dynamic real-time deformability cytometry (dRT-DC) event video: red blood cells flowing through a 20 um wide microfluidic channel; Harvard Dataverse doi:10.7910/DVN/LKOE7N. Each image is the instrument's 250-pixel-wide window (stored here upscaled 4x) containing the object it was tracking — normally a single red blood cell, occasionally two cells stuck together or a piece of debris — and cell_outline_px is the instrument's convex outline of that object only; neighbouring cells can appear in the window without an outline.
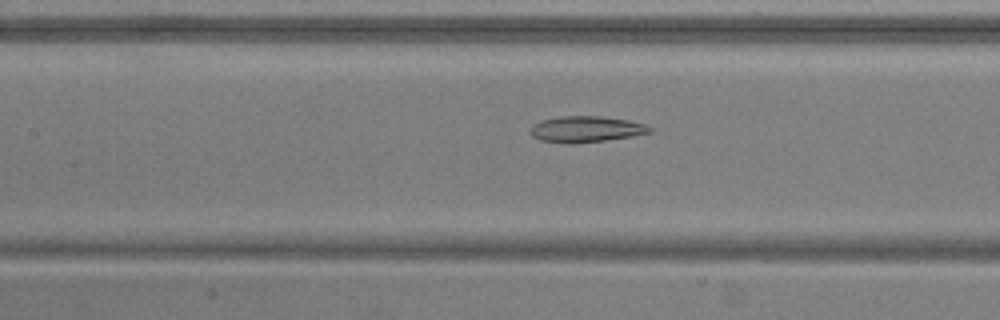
{"species": "common noctule bat (a hibernating species)", "species_latin": "Nyctalus noctula", "temperature_condition": "warm", "stored_images_in_passage": 51, "camera_frame_rate_fps": 3000, "um_per_image_px": 0.085, "animal": {"sex": "male", "body_mass_g": 20.5, "forearm_length_mm": 52.5}, "frame": {"image": 1, "passage_image": 22, "time_ms": 7.0, "image_size_px": [1000, 320], "cell_outline_px": [[652, 132], [632, 136], [604, 140], [572, 144], [568, 144], [540, 140], [532, 136], [528, 132], [528, 128], [532, 124], [540, 120], [560, 116], [600, 116], [628, 120], [644, 124], [652, 128]], "centroid_in_image_um": [49.73, 10.98], "position_along_channel_um": 157.7, "area_um2": 18.32}}
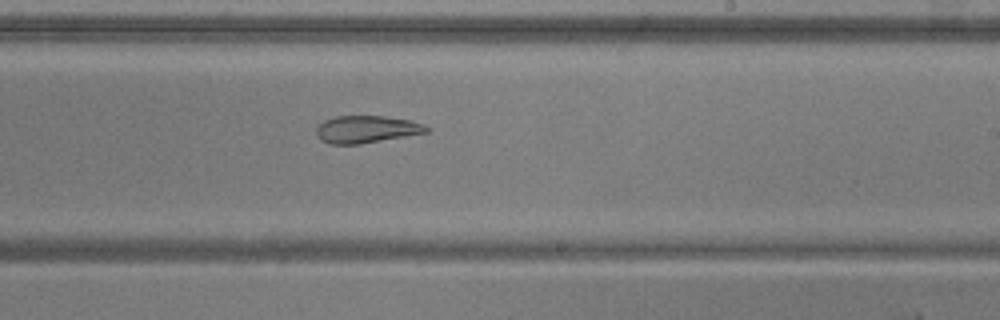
{"frame": {"image": 2, "passage_image": 30, "time_ms": 9.667, "image_size_px": [1000, 320], "cell_outline_px": [[432, 128], [428, 132], [360, 144], [328, 144], [320, 140], [316, 136], [316, 128], [324, 120], [336, 116], [384, 116], [412, 120], [424, 124]], "centroid_in_image_um": [31.15, 10.99], "position_along_channel_um": 257.8, "area_um2": 17.69}}
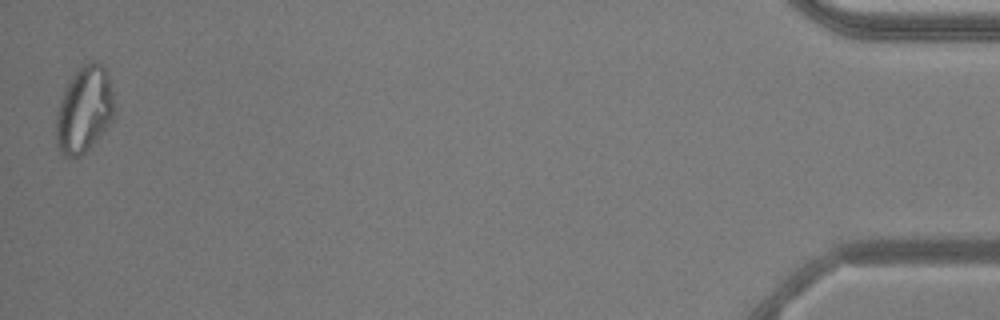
{"frame": {"image": 3, "passage_image": 51, "time_ms": 16.667, "image_size_px": [1000, 320], "cell_outline_px": [[116, 108], [112, 120], [96, 140], [80, 156], [64, 156], [60, 152], [56, 144], [56, 112], [64, 88], [68, 80], [84, 64], [92, 60], [96, 60], [108, 72], [116, 104]], "centroid_in_image_um": [7.17, 9.29], "position_along_channel_um": 428.0, "area_um2": 29.54}, "authors_computed_cell_mechanics": {"area_um2": 24.0448, "velocity_mm_per_s": 3.7699, "shape_relaxation_time_tau1_ms": null, "shape_relaxation_time_tau2_ms": 3.8743, "deformation_change_tau1": null, "deformation_change_tau2": 0.1188}}